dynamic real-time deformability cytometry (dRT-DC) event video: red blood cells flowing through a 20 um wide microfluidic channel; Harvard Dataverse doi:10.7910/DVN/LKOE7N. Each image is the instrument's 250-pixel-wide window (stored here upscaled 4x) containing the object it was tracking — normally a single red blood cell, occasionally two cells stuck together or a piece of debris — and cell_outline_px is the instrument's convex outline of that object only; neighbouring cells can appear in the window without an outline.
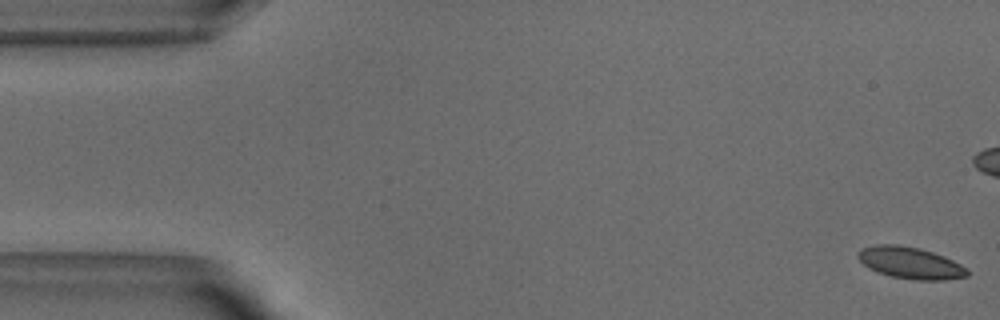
{"species": "common noctule bat (a hibernating species)", "species_latin": "Nyctalus noctula", "temperature_condition": "warm", "stored_images_in_passage": 11, "camera_frame_rate_fps": 3000, "um_per_image_px": 0.085, "animal": {"sex": "male", "body_mass_g": 18.8}, "frame": {"image": 1, "passage_image": 1, "time_ms": 0.0, "image_size_px": [1000, 320], "cell_outline_px": [[968, 276], [944, 280], [912, 280], [892, 276], [876, 272], [868, 268], [856, 256], [856, 252], [860, 248], [876, 244], [896, 244], [920, 248], [944, 256], [968, 268]], "centroid_in_image_um": [77.34, 22.34], "position_along_channel_um": 7.7, "area_um2": 20.4}}